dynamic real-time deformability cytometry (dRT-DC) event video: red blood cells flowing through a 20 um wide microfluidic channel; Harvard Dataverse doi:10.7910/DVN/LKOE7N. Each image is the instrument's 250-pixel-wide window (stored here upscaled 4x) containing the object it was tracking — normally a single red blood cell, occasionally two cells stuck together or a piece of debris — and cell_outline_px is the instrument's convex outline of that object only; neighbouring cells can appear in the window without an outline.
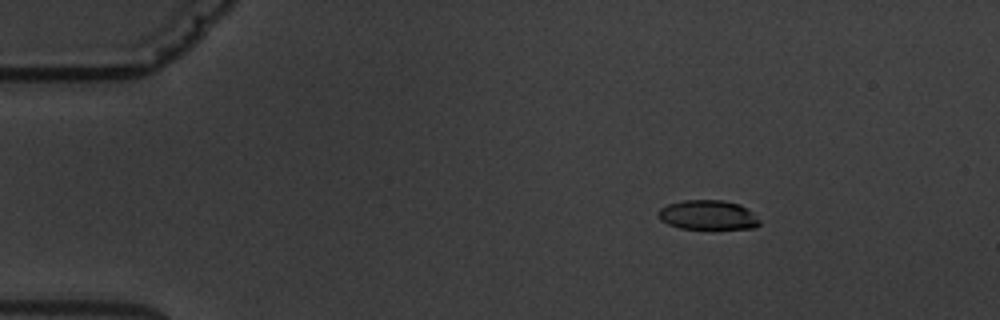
{"species": "common noctule bat (a hibernating species)", "species_latin": "Nyctalus noctula", "temperature_condition": "warm", "stored_images_in_passage": 6, "camera_frame_rate_fps": 3000, "um_per_image_px": 0.085, "animal": {"sex": "male", "body_mass_g": 19.5, "forearm_length_mm": 54.6}, "frame": {"image": 1, "passage_image": 3, "time_ms": 2.333, "image_size_px": [1000, 320], "cell_outline_px": [[760, 224], [756, 228], [680, 228], [668, 224], [660, 220], [656, 212], [660, 208], [668, 204], [684, 200], [724, 200], [740, 204], [760, 220]], "centroid_in_image_um": [60.14, 18.26], "position_along_channel_um": 24.9, "area_um2": 17.28}}
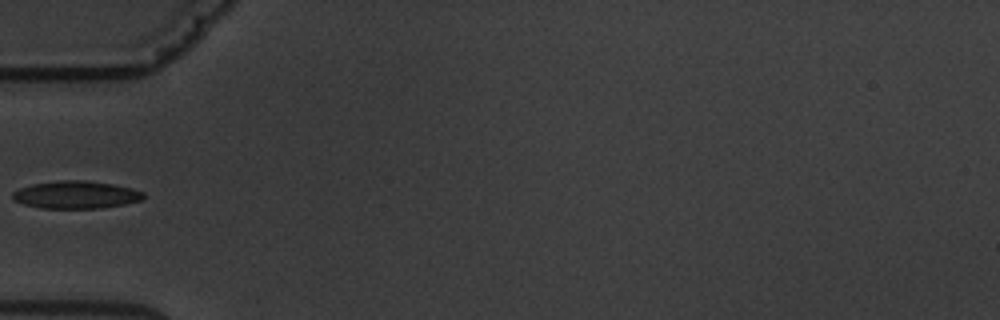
{"frame": {"image": 2, "passage_image": 5, "time_ms": 6.0, "image_size_px": [1000, 320], "cell_outline_px": [[144, 196], [140, 200], [124, 204], [100, 208], [40, 208], [24, 204], [12, 200], [12, 192], [20, 188], [32, 184], [60, 180], [84, 180], [112, 184], [132, 188], [144, 192]], "centroid_in_image_um": [6.43, 16.55], "position_along_channel_um": 78.6, "area_um2": 20.98}}